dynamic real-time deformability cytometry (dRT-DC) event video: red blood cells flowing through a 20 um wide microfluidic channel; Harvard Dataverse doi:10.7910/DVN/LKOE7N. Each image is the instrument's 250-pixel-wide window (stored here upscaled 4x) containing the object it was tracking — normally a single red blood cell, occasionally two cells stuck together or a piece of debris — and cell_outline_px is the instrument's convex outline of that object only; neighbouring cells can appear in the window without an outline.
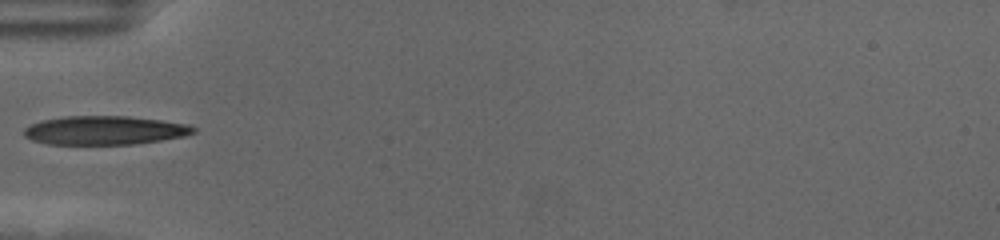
{"species": "human", "species_latin": "Homo sapiens", "temperature_condition": "cold", "stored_images_in_passage": 38, "camera_frame_rate_fps": 3000, "um_per_image_px": 0.085, "donor": {"sex": "female"}, "frame": {"image": 1, "passage_image": 1, "time_ms": 0.0, "image_size_px": [1000, 240], "cell_outline_px": [[196, 132], [184, 136], [160, 140], [132, 144], [48, 144], [32, 140], [24, 136], [24, 128], [40, 120], [64, 116], [128, 116], [160, 120], [188, 124], [196, 128]], "centroid_in_image_um": [8.88, 11.07], "position_along_channel_um": 76.1, "area_um2": 28.38}}
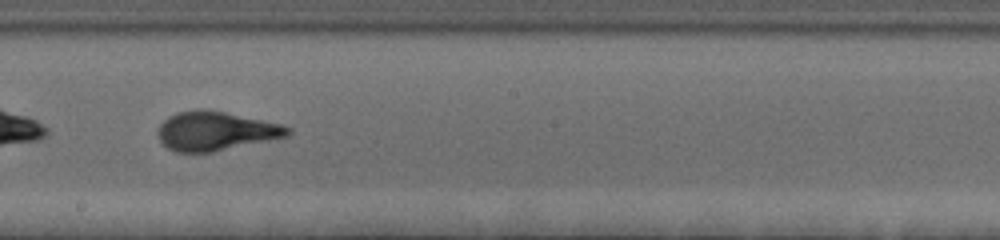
{"frame": {"image": 2, "passage_image": 14, "time_ms": 4.333, "image_size_px": [1000, 240], "cell_outline_px": [[292, 132], [288, 136], [212, 152], [176, 152], [168, 148], [160, 140], [160, 124], [168, 116], [176, 112], [196, 108], [204, 108], [284, 124], [292, 128]], "centroid_in_image_um": [18.36, 11.12], "position_along_channel_um": 229.8, "area_um2": 29.48}}
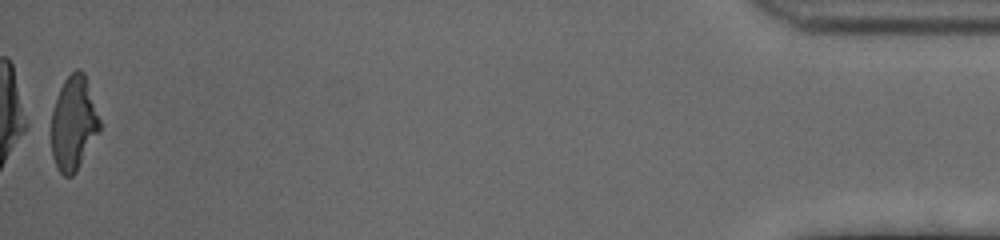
{"frame": {"image": 3, "passage_image": 38, "time_ms": 12.333, "image_size_px": [1000, 240], "cell_outline_px": [[100, 132], [76, 172], [72, 176], [64, 176], [56, 168], [52, 156], [52, 112], [60, 88], [64, 80], [76, 68], [80, 68], [84, 72], [100, 120]], "centroid_in_image_um": [6.26, 10.5], "position_along_channel_um": 428.9, "area_um2": 26.47}}